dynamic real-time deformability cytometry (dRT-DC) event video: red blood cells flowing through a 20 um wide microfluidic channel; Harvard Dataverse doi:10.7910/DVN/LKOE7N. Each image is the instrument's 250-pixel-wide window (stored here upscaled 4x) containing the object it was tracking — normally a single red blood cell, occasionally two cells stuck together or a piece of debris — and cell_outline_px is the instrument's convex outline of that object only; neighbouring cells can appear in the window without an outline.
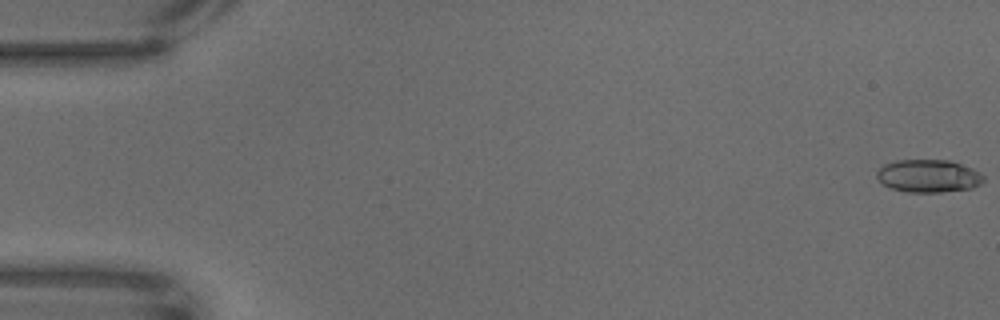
{"species": "common noctule bat (a hibernating species)", "species_latin": "Nyctalus noctula", "temperature_condition": "warm", "stored_images_in_passage": 68, "camera_frame_rate_fps": 3000, "um_per_image_px": 0.085, "animal": {"sex": "male", "body_mass_g": 18.8}, "frame": {"image": 1, "passage_image": 1, "time_ms": 0.0, "image_size_px": [1000, 320], "cell_outline_px": [[984, 180], [980, 184], [972, 188], [940, 192], [908, 192], [892, 188], [884, 184], [876, 176], [876, 172], [884, 164], [896, 160], [948, 160], [972, 168], [980, 172], [984, 176]], "centroid_in_image_um": [78.93, 14.95], "position_along_channel_um": 6.1, "area_um2": 20.29}}
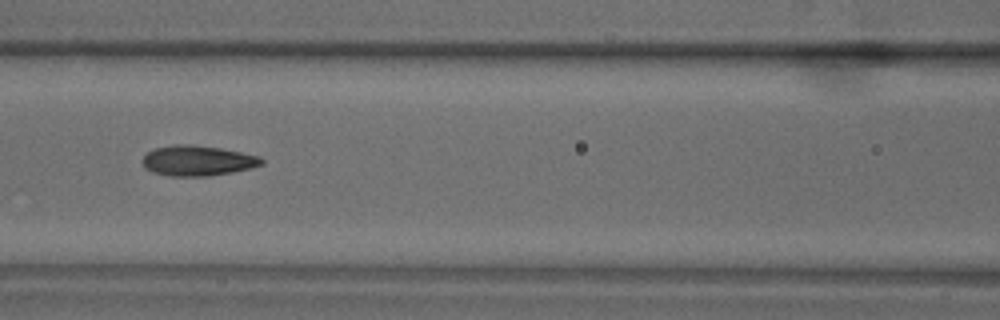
{"frame": {"image": 2, "passage_image": 30, "time_ms": 9.667, "image_size_px": [1000, 320], "cell_outline_px": [[264, 164], [252, 168], [232, 172], [208, 176], [168, 176], [152, 172], [144, 168], [144, 156], [148, 152], [156, 148], [172, 144], [192, 144], [220, 148], [260, 156], [264, 160]], "centroid_in_image_um": [16.82, 13.66], "position_along_channel_um": 149.8, "area_um2": 21.1}}
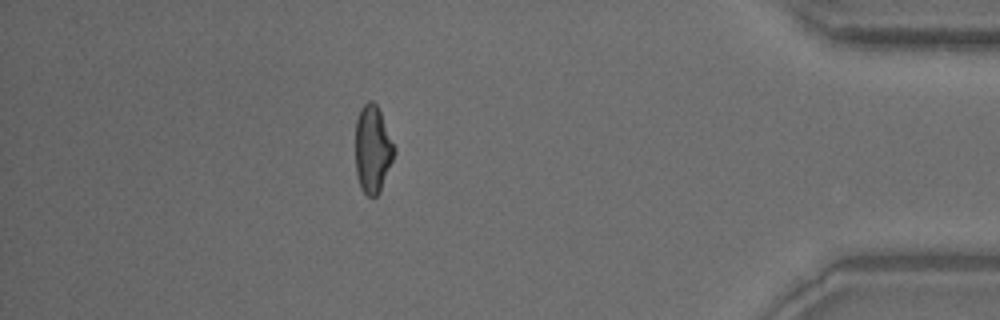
{"frame": {"image": 3, "passage_image": 59, "time_ms": 19.333, "image_size_px": [1000, 320], "cell_outline_px": [[396, 152], [380, 192], [376, 196], [368, 196], [360, 188], [356, 176], [356, 120], [360, 108], [368, 100], [372, 100], [376, 104], [380, 112], [396, 148]], "centroid_in_image_um": [31.68, 12.69], "position_along_channel_um": 403.5, "area_um2": 19.88}}